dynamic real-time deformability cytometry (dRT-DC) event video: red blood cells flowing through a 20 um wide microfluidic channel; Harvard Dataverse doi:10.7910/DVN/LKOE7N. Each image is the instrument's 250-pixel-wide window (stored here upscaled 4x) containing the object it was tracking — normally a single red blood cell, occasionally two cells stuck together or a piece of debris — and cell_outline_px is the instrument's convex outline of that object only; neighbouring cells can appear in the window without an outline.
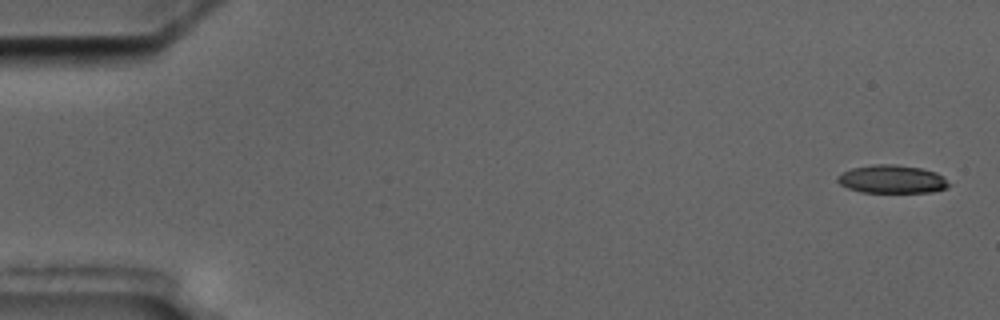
{"species": "common noctule bat (a hibernating species)", "species_latin": "Nyctalus noctula", "temperature_condition": "cold", "stored_images_in_passage": 5, "camera_frame_rate_fps": 3000, "um_per_image_px": 0.085, "animal": {"sex": "male", "body_mass_g": 17.5, "forearm_length_mm": 52.3}, "frame": {"image": 1, "passage_image": 1, "time_ms": 0.0, "image_size_px": [1000, 320], "cell_outline_px": [[952, 184], [948, 188], [932, 192], [860, 192], [848, 188], [840, 184], [836, 180], [836, 176], [852, 168], [872, 164], [896, 164], [920, 168], [936, 172], [944, 176]], "centroid_in_image_um": [75.85, 15.23], "position_along_channel_um": 9.1, "area_um2": 18.5}}